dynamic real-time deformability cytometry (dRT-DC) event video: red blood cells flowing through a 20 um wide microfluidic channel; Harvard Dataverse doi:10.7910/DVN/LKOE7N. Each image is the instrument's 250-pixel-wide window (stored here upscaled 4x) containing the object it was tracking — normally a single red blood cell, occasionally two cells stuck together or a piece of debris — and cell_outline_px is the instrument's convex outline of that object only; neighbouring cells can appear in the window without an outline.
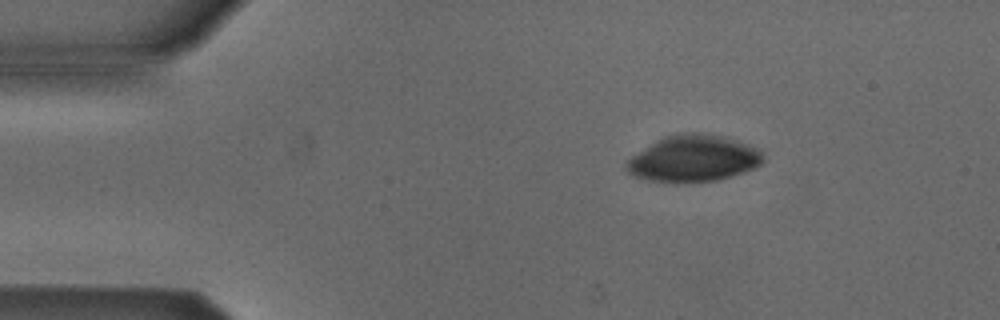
{"species": "Egyptian fruit bat (a non-hibernating species)", "species_latin": "Rousettus aegyptiacus", "temperature_condition": "cold", "stored_images_in_passage": 3, "camera_frame_rate_fps": 3000, "um_per_image_px": 0.085, "animal": {"sex": "male"}, "frame": {"image": 1, "passage_image": 1, "time_ms": 0.0, "image_size_px": [1000, 320], "cell_outline_px": [[764, 160], [760, 164], [744, 172], [732, 176], [716, 180], [676, 184], [652, 180], [636, 176], [628, 172], [624, 168], [624, 164], [632, 156], [656, 140], [664, 136], [676, 132], [708, 132], [728, 136], [756, 148], [764, 156]], "centroid_in_image_um": [58.93, 13.46], "position_along_channel_um": 26.1, "area_um2": 37.57}}